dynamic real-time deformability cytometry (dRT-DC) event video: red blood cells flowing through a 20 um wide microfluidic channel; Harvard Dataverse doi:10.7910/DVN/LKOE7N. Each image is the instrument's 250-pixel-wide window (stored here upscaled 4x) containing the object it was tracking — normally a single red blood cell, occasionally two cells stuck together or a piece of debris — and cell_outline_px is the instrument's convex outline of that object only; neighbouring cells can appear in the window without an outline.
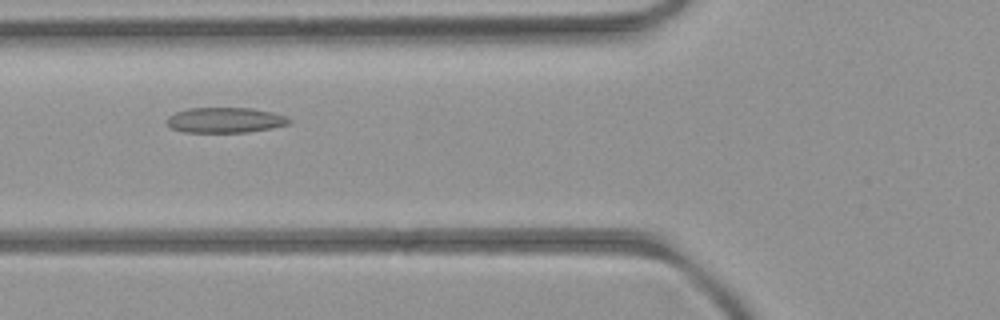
{"species": "common noctule bat (a hibernating species)", "species_latin": "Nyctalus noctula", "temperature_condition": "room temperature", "stored_images_in_passage": 6, "camera_frame_rate_fps": 3000, "um_per_image_px": 0.085, "animal": {"sex": "female", "body_mass_g": 21.9}, "frame": {"image": 1, "passage_image": 3, "time_ms": 2.333, "image_size_px": [1000, 320], "cell_outline_px": [[292, 120], [288, 124], [272, 128], [248, 132], [184, 132], [172, 128], [168, 124], [168, 116], [176, 112], [188, 108], [252, 108], [272, 112], [288, 116]], "centroid_in_image_um": [19.18, 10.2], "position_along_channel_um": 106.6, "area_um2": 18.03}}
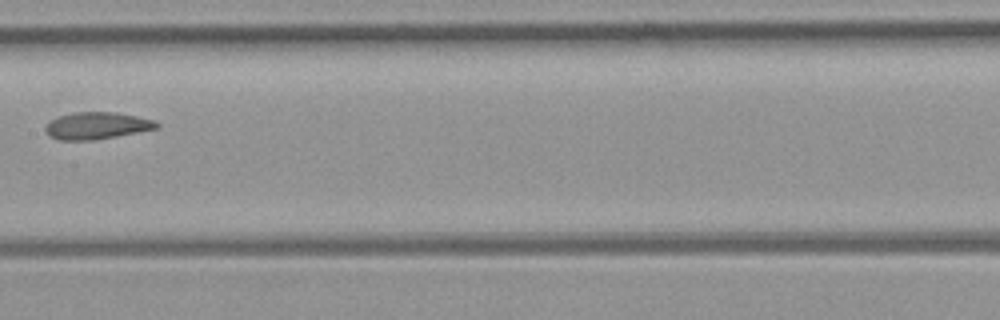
{"frame": {"image": 2, "passage_image": 5, "time_ms": 4.667, "image_size_px": [1000, 320], "cell_outline_px": [[160, 128], [116, 136], [92, 140], [60, 140], [48, 136], [44, 128], [48, 120], [60, 116], [76, 112], [116, 112], [156, 120], [160, 124]], "centroid_in_image_um": [8.23, 10.68], "position_along_channel_um": 199.2, "area_um2": 17.63}}
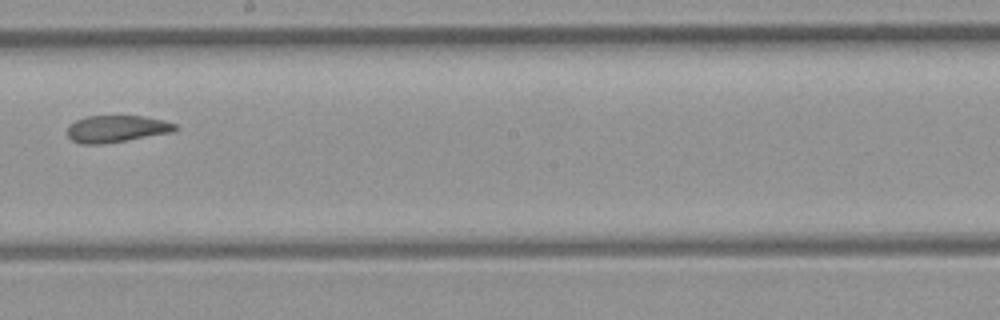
{"frame": {"image": 3, "passage_image": 6, "time_ms": 5.667, "image_size_px": [1000, 320], "cell_outline_px": [[180, 128], [172, 132], [104, 144], [80, 144], [72, 140], [68, 136], [68, 128], [76, 120], [84, 116], [144, 116], [164, 120], [176, 124]], "centroid_in_image_um": [9.93, 10.95], "position_along_channel_um": 238.3, "area_um2": 16.94}}